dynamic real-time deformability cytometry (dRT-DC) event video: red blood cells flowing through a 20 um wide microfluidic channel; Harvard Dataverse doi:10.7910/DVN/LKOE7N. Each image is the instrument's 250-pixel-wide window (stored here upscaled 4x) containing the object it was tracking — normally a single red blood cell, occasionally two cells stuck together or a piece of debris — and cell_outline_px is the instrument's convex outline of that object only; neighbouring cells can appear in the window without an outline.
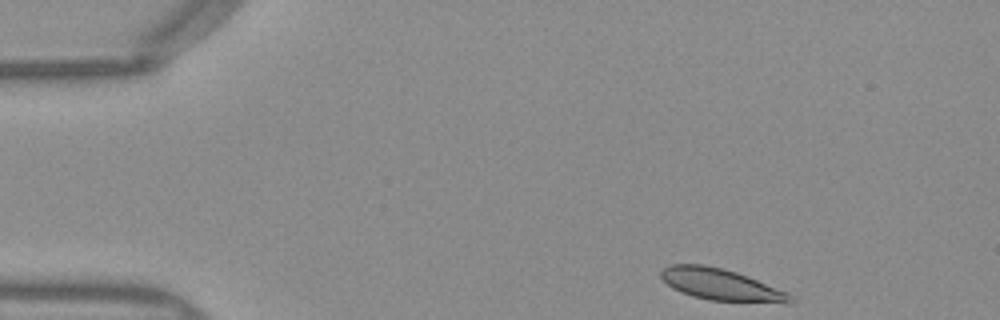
{"species": "Egyptian fruit bat (a non-hibernating species)", "species_latin": "Rousettus aegyptiacus", "temperature_condition": "warm", "stored_images_in_passage": 40, "camera_frame_rate_fps": 3000, "um_per_image_px": 0.085, "frame": {"image": 1, "passage_image": 1, "time_ms": 0.0, "image_size_px": [1000, 320], "cell_outline_px": [[796, 300], [788, 304], [708, 300], [692, 296], [680, 292], [672, 288], [660, 276], [660, 272], [664, 268], [672, 264], [704, 264], [724, 268], [748, 276], [788, 292]], "centroid_in_image_um": [61.34, 24.21], "position_along_channel_um": 23.7, "area_um2": 24.16}}
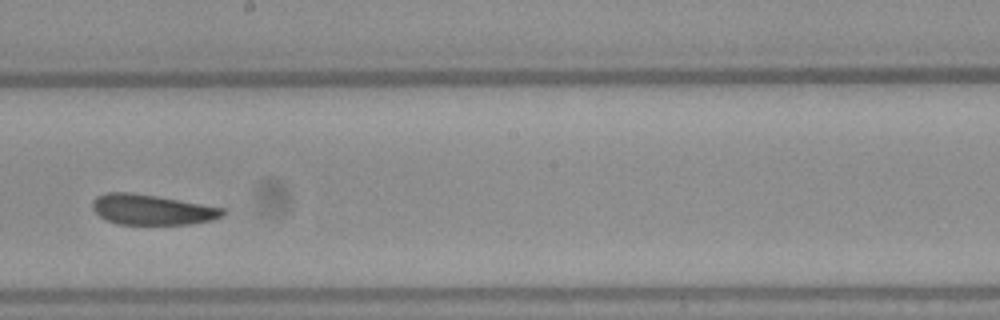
{"frame": {"image": 2, "passage_image": 23, "time_ms": 7.333, "image_size_px": [1000, 320], "cell_outline_px": [[228, 212], [224, 216], [212, 220], [192, 224], [116, 224], [100, 216], [92, 208], [92, 204], [96, 196], [108, 192], [132, 192], [156, 196], [224, 208]], "centroid_in_image_um": [12.94, 17.82], "position_along_channel_um": 235.3, "area_um2": 23.0}}
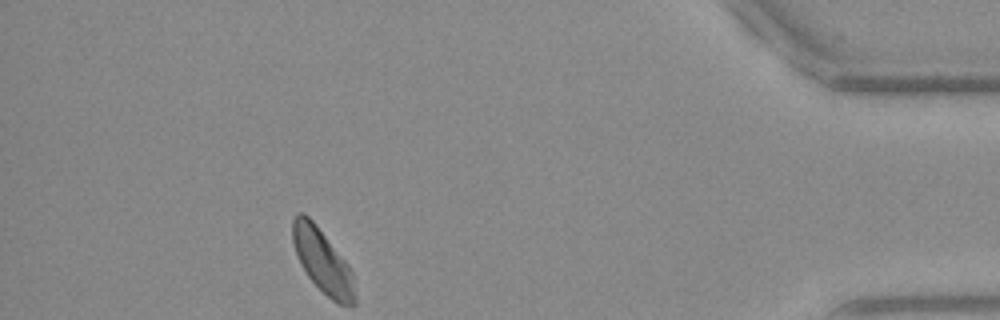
{"frame": {"image": 3, "passage_image": 40, "time_ms": 13.0, "image_size_px": [1000, 320], "cell_outline_px": [[356, 304], [336, 304], [308, 276], [300, 264], [292, 240], [292, 220], [296, 212], [304, 212], [316, 224], [348, 264], [352, 272], [356, 296]], "centroid_in_image_um": [27.41, 22.16], "position_along_channel_um": 407.8, "area_um2": 23.0}, "authors_computed_cell_mechanics": {"area_um2": 23.7269, "velocity_mm_per_s": 3.9591, "shape_relaxation_time_tau1_ms": 5.7196, "shape_relaxation_time_tau2_ms": 4.2285, "deformation_change_tau1": 0.1073, "deformation_change_tau2": 0.0778}}